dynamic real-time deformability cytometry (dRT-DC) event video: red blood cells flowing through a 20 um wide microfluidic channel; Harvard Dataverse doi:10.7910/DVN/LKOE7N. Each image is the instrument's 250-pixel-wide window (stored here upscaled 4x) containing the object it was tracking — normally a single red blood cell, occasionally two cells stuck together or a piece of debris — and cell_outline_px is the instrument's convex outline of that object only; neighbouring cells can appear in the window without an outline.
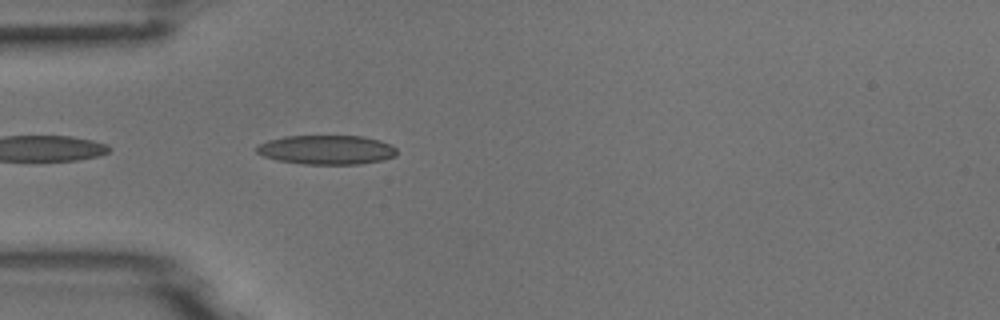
{"species": "common noctule bat (a hibernating species)", "species_latin": "Nyctalus noctula", "temperature_condition": "room temperature", "stored_images_in_passage": 10, "camera_frame_rate_fps": 3000, "um_per_image_px": 0.085, "animal": {"sex": "male", "body_mass_g": 18.8}, "frame": {"image": 1, "passage_image": 2, "time_ms": 0.333, "image_size_px": [1000, 320], "cell_outline_px": [[396, 156], [384, 160], [360, 164], [304, 164], [280, 160], [264, 156], [256, 152], [256, 148], [260, 144], [268, 140], [284, 136], [364, 136], [380, 140], [392, 144], [396, 148]], "centroid_in_image_um": [27.82, 12.73], "position_along_channel_um": 57.2, "area_um2": 23.93}}